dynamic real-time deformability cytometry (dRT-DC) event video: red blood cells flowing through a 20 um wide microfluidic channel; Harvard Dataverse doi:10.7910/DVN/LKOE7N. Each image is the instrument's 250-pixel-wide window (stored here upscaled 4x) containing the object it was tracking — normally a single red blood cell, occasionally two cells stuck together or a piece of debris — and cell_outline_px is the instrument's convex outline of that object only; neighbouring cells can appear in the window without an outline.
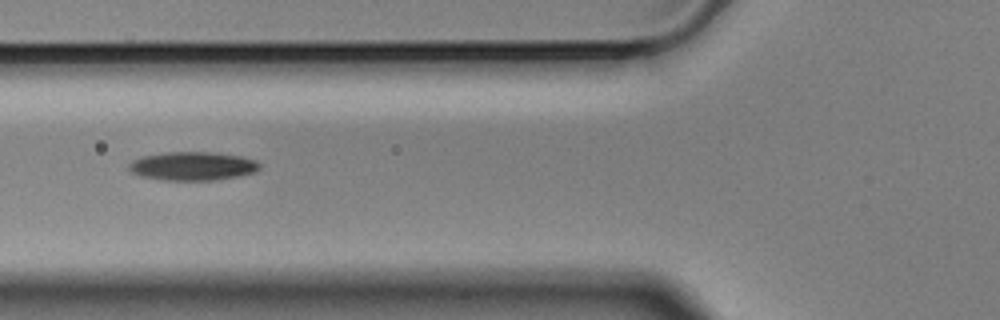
{"species": "Egyptian fruit bat (a non-hibernating species)", "species_latin": "Rousettus aegyptiacus", "temperature_condition": "cold", "stored_images_in_passage": 6, "camera_frame_rate_fps": 3000, "um_per_image_px": 0.085, "animal": {"sex": "male"}, "frame": {"image": 1, "passage_image": 3, "time_ms": 0.667, "image_size_px": [1000, 320], "cell_outline_px": [[260, 168], [256, 172], [240, 176], [216, 180], [164, 180], [140, 176], [132, 172], [128, 168], [128, 164], [132, 160], [144, 156], [168, 152], [212, 152], [240, 156], [256, 160], [260, 164]], "centroid_in_image_um": [16.4, 14.12], "position_along_channel_um": 109.4, "area_um2": 21.85}}
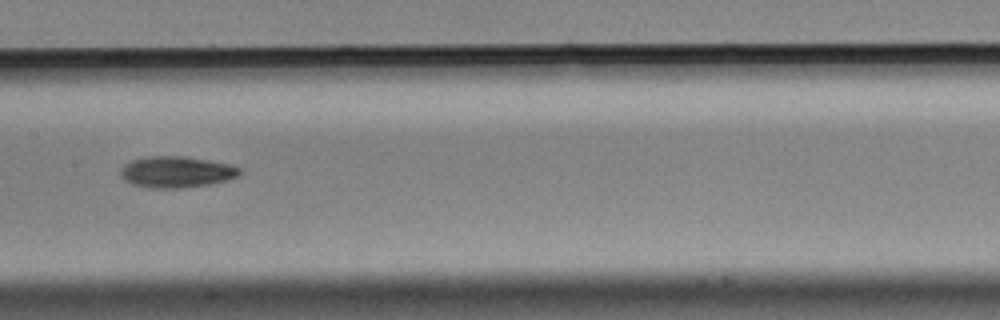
{"frame": {"image": 2, "passage_image": 5, "time_ms": 1.333, "image_size_px": [1000, 320], "cell_outline_px": [[244, 172], [240, 176], [228, 180], [208, 184], [180, 188], [148, 188], [132, 184], [124, 180], [120, 176], [120, 168], [124, 164], [132, 160], [148, 156], [184, 156], [208, 160], [228, 164], [240, 168]], "centroid_in_image_um": [14.99, 14.62], "position_along_channel_um": 192.4, "area_um2": 21.91}}
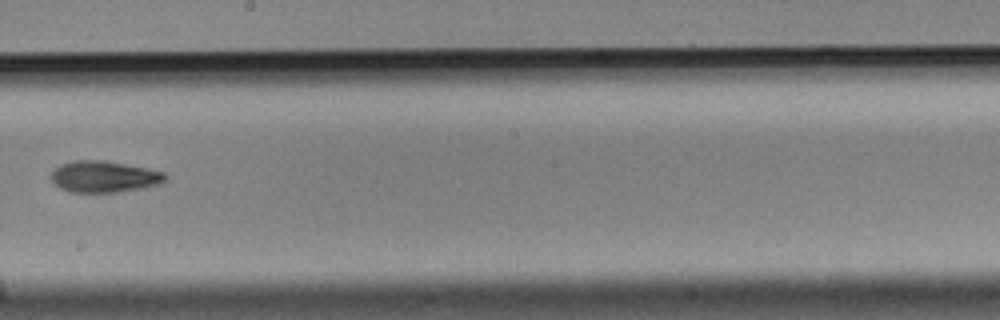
{"frame": {"image": 3, "passage_image": 6, "time_ms": 1.667, "image_size_px": [1000, 320], "cell_outline_px": [[168, 180], [160, 184], [144, 188], [116, 192], [68, 192], [60, 188], [52, 180], [52, 172], [60, 164], [72, 160], [104, 160], [148, 168], [164, 172], [168, 176]], "centroid_in_image_um": [8.89, 15.01], "position_along_channel_um": 239.3, "area_um2": 21.1}}